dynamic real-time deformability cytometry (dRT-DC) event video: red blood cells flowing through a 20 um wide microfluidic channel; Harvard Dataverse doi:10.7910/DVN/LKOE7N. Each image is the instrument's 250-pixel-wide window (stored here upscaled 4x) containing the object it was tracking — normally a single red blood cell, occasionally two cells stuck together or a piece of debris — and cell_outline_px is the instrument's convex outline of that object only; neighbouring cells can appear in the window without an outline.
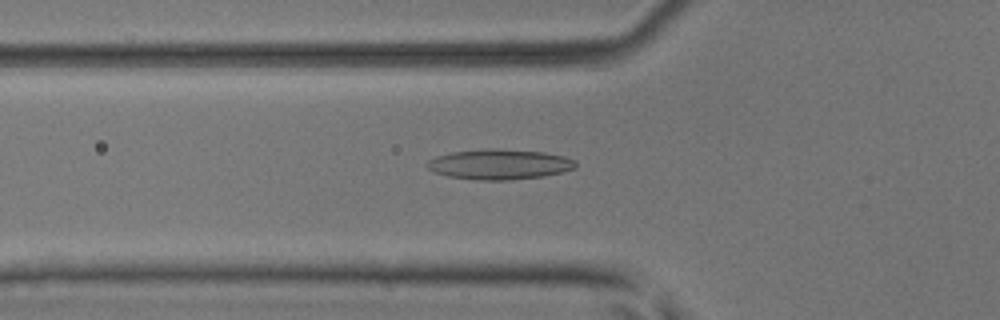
{"species": "common noctule bat (a hibernating species)", "species_latin": "Nyctalus noctula", "temperature_condition": "room temperature", "stored_images_in_passage": 50, "camera_frame_rate_fps": 3000, "um_per_image_px": 0.085, "animal": {"sex": "male", "body_mass_g": 17.9, "forearm_length_mm": 54.2}, "frame": {"image": 1, "passage_image": 18, "time_ms": 5.667, "image_size_px": [1000, 320], "cell_outline_px": [[576, 168], [544, 176], [508, 180], [480, 180], [448, 176], [432, 172], [424, 164], [428, 160], [436, 156], [452, 152], [488, 148], [544, 152], [564, 156], [576, 160]], "centroid_in_image_um": [42.43, 13.96], "position_along_channel_um": 83.4, "area_um2": 26.18}}
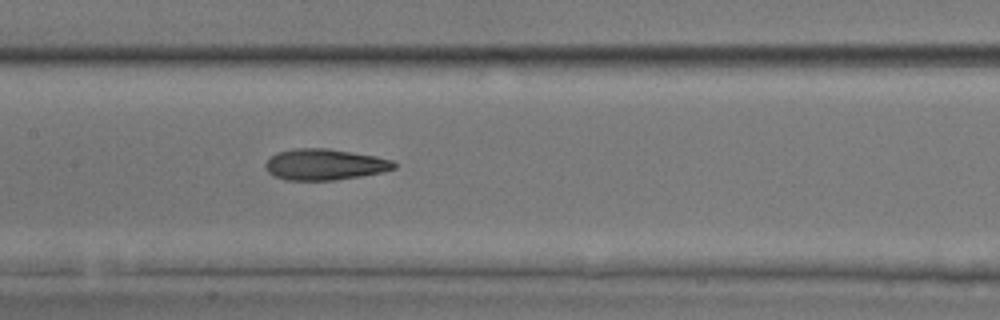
{"frame": {"image": 2, "passage_image": 25, "time_ms": 8.0, "image_size_px": [1000, 320], "cell_outline_px": [[396, 168], [384, 172], [336, 180], [284, 180], [272, 176], [264, 168], [264, 164], [276, 152], [296, 148], [328, 148], [376, 156], [392, 160], [396, 164]], "centroid_in_image_um": [27.58, 13.98], "position_along_channel_um": 179.8, "area_um2": 23.52}}
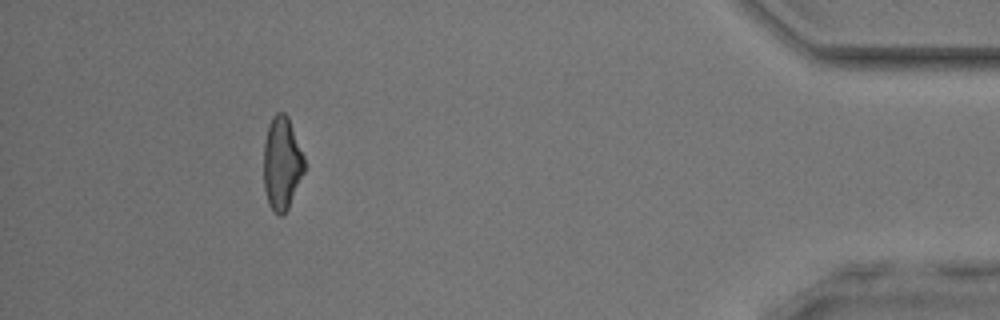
{"frame": {"image": 3, "passage_image": 46, "time_ms": 15.0, "image_size_px": [1000, 320], "cell_outline_px": [[304, 172], [288, 208], [284, 216], [280, 216], [268, 204], [264, 188], [264, 140], [268, 124], [272, 116], [276, 112], [284, 112], [288, 116], [304, 156]], "centroid_in_image_um": [23.95, 13.86], "position_along_channel_um": 411.3, "area_um2": 22.14}, "authors_computed_cell_mechanics": {"area_um2": 23.4668, "velocity_mm_per_s": 4.1133, "shape_relaxation_time_tau1_ms": 10.2841, "shape_relaxation_time_tau2_ms": 3.1843, "deformation_change_tau1": 0.2526, "deformation_change_tau2": 0.1389}}